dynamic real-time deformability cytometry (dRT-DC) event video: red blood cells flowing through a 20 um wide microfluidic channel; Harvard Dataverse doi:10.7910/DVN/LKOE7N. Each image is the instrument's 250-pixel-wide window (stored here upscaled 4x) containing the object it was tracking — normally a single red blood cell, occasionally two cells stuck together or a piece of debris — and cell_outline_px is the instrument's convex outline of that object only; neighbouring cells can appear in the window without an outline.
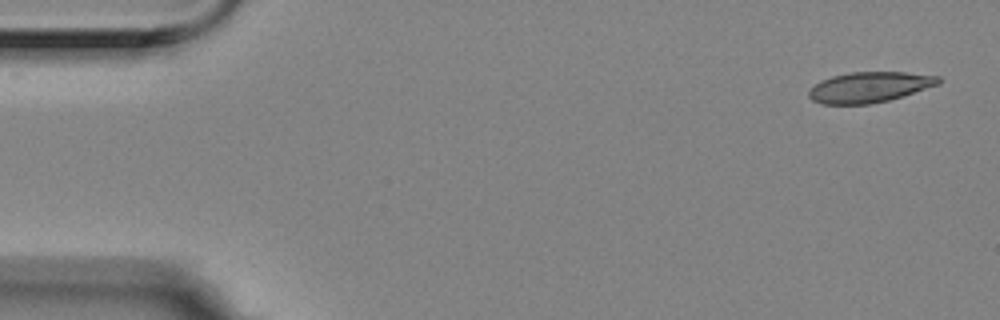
{"species": "Egyptian fruit bat (a non-hibernating species)", "species_latin": "Rousettus aegyptiacus", "temperature_condition": "room temperature", "stored_images_in_passage": 7, "camera_frame_rate_fps": 3000, "um_per_image_px": 0.085, "animal": {"sex": "female"}, "frame": {"image": 1, "passage_image": 1, "time_ms": 0.0, "image_size_px": [1000, 320], "cell_outline_px": [[944, 80], [940, 84], [888, 100], [868, 104], [820, 104], [812, 100], [808, 96], [808, 92], [820, 80], [832, 76], [848, 72], [904, 72], [940, 76]], "centroid_in_image_um": [73.91, 7.4], "position_along_channel_um": 11.1, "area_um2": 23.06}}
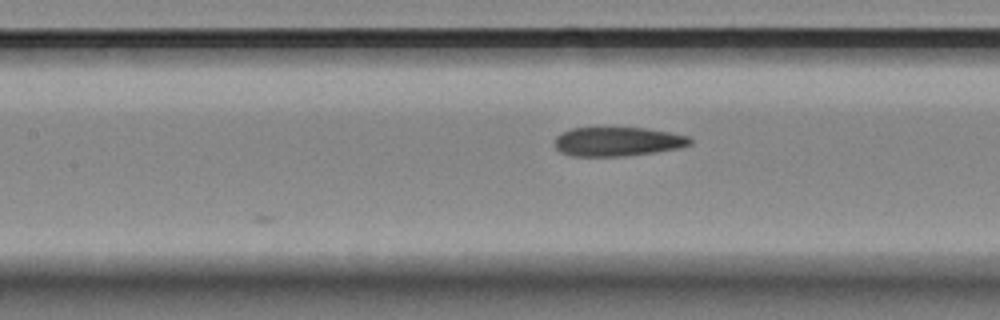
{"frame": {"image": 2, "passage_image": 7, "time_ms": 2.0, "image_size_px": [1000, 320], "cell_outline_px": [[692, 144], [680, 148], [656, 152], [624, 156], [572, 156], [560, 152], [556, 148], [556, 136], [560, 132], [572, 128], [644, 128], [668, 132], [688, 136], [692, 140]], "centroid_in_image_um": [52.5, 12.04], "position_along_channel_um": 154.9, "area_um2": 22.95}}